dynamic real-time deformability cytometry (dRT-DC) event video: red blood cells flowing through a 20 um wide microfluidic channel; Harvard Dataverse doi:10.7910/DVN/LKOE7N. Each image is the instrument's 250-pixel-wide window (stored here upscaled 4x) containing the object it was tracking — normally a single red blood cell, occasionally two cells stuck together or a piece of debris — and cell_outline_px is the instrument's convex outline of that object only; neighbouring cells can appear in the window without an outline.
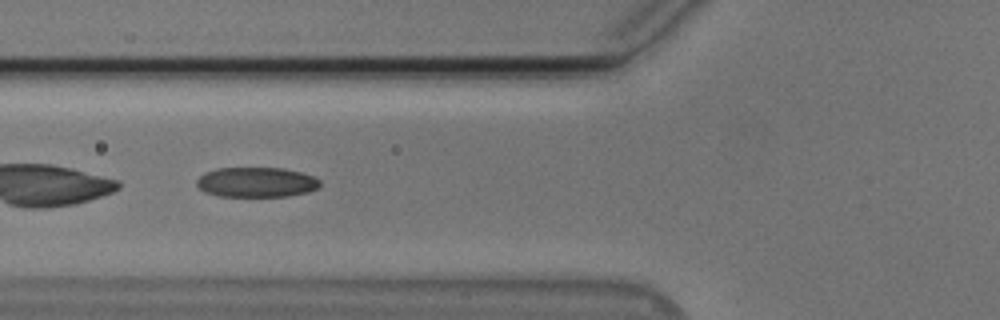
{"species": "Egyptian fruit bat (a non-hibernating species)", "species_latin": "Rousettus aegyptiacus", "temperature_condition": "cold", "stored_images_in_passage": 54, "camera_frame_rate_fps": 3000, "um_per_image_px": 0.085, "animal": {"sex": "male"}, "frame": {"image": 1, "passage_image": 21, "time_ms": 6.667, "image_size_px": [1000, 320], "cell_outline_px": [[320, 184], [316, 188], [308, 192], [288, 196], [220, 196], [204, 192], [196, 184], [196, 180], [204, 172], [216, 168], [284, 168], [300, 172], [312, 176], [320, 180]], "centroid_in_image_um": [21.76, 15.48], "position_along_channel_um": 104.0, "area_um2": 21.5}}
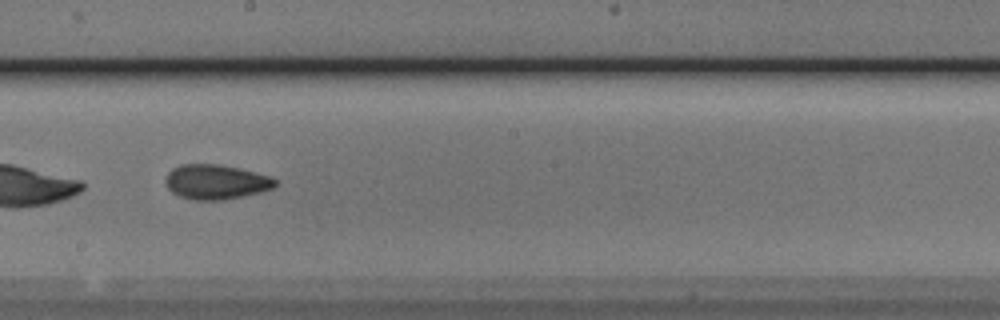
{"frame": {"image": 2, "passage_image": 31, "time_ms": 10.0, "image_size_px": [1000, 320], "cell_outline_px": [[276, 184], [272, 188], [264, 192], [224, 200], [192, 200], [180, 196], [172, 192], [168, 188], [164, 180], [168, 172], [172, 168], [180, 164], [220, 164], [240, 168], [272, 176], [276, 180]], "centroid_in_image_um": [18.37, 15.46], "position_along_channel_um": 229.8, "area_um2": 22.54}, "authors_computed_cell_mechanics": {"area_um2": 21.9929, "velocity_mm_per_s": 3.7659, "shape_relaxation_time_tau1_ms": 4.1416, "shape_relaxation_time_tau2_ms": 2.6631, "deformation_change_tau1": 0.1304, "deformation_change_tau2": 0.0871}}